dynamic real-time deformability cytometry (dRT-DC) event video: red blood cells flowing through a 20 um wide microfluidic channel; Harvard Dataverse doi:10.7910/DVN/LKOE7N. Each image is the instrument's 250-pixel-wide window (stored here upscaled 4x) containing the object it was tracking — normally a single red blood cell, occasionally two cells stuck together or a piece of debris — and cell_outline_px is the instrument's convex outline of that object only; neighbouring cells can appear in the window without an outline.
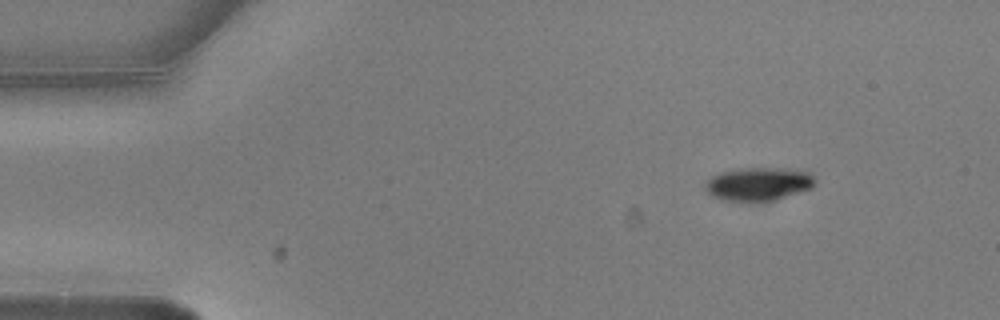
{"species": "common noctule bat (a hibernating species)", "species_latin": "Nyctalus noctula", "temperature_condition": "warm", "stored_images_in_passage": 3, "camera_frame_rate_fps": 3000, "um_per_image_px": 0.085, "animal": {"sex": "male", "body_mass_g": 20.5, "forearm_length_mm": 52.5}, "frame": {"image": 1, "passage_image": 1, "time_ms": 0.0, "image_size_px": [1000, 320], "cell_outline_px": [[816, 184], [812, 188], [772, 200], [724, 200], [712, 196], [704, 188], [704, 184], [712, 176], [720, 172], [740, 168], [792, 168], [812, 172], [816, 180]], "centroid_in_image_um": [64.52, 15.6], "position_along_channel_um": 20.5, "area_um2": 21.27}}